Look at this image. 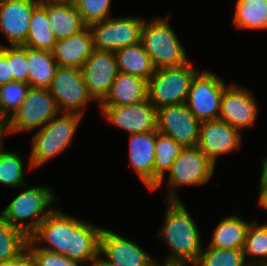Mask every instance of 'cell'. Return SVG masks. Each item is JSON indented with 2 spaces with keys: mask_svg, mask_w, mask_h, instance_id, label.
<instances>
[{
  "mask_svg": "<svg viewBox=\"0 0 267 266\" xmlns=\"http://www.w3.org/2000/svg\"><path fill=\"white\" fill-rule=\"evenodd\" d=\"M166 203L164 222L157 236L169 248V253L158 264L194 266L204 246L198 225L182 200H167Z\"/></svg>",
  "mask_w": 267,
  "mask_h": 266,
  "instance_id": "cell-2",
  "label": "cell"
},
{
  "mask_svg": "<svg viewBox=\"0 0 267 266\" xmlns=\"http://www.w3.org/2000/svg\"><path fill=\"white\" fill-rule=\"evenodd\" d=\"M4 138V122L0 121V144L5 140Z\"/></svg>",
  "mask_w": 267,
  "mask_h": 266,
  "instance_id": "cell-43",
  "label": "cell"
},
{
  "mask_svg": "<svg viewBox=\"0 0 267 266\" xmlns=\"http://www.w3.org/2000/svg\"><path fill=\"white\" fill-rule=\"evenodd\" d=\"M145 19L140 17H111L88 26L91 31L94 50L117 51L141 41Z\"/></svg>",
  "mask_w": 267,
  "mask_h": 266,
  "instance_id": "cell-9",
  "label": "cell"
},
{
  "mask_svg": "<svg viewBox=\"0 0 267 266\" xmlns=\"http://www.w3.org/2000/svg\"><path fill=\"white\" fill-rule=\"evenodd\" d=\"M0 42V85L13 81L10 64L7 59V45Z\"/></svg>",
  "mask_w": 267,
  "mask_h": 266,
  "instance_id": "cell-37",
  "label": "cell"
},
{
  "mask_svg": "<svg viewBox=\"0 0 267 266\" xmlns=\"http://www.w3.org/2000/svg\"><path fill=\"white\" fill-rule=\"evenodd\" d=\"M233 25L239 30H267L266 0H237Z\"/></svg>",
  "mask_w": 267,
  "mask_h": 266,
  "instance_id": "cell-26",
  "label": "cell"
},
{
  "mask_svg": "<svg viewBox=\"0 0 267 266\" xmlns=\"http://www.w3.org/2000/svg\"><path fill=\"white\" fill-rule=\"evenodd\" d=\"M81 71L88 93L99 105L119 73L115 53L94 50L81 67Z\"/></svg>",
  "mask_w": 267,
  "mask_h": 266,
  "instance_id": "cell-16",
  "label": "cell"
},
{
  "mask_svg": "<svg viewBox=\"0 0 267 266\" xmlns=\"http://www.w3.org/2000/svg\"><path fill=\"white\" fill-rule=\"evenodd\" d=\"M250 221L237 214L224 217L213 230L207 247L216 249H243Z\"/></svg>",
  "mask_w": 267,
  "mask_h": 266,
  "instance_id": "cell-23",
  "label": "cell"
},
{
  "mask_svg": "<svg viewBox=\"0 0 267 266\" xmlns=\"http://www.w3.org/2000/svg\"><path fill=\"white\" fill-rule=\"evenodd\" d=\"M28 237L0 215V264L17 258L26 250Z\"/></svg>",
  "mask_w": 267,
  "mask_h": 266,
  "instance_id": "cell-31",
  "label": "cell"
},
{
  "mask_svg": "<svg viewBox=\"0 0 267 266\" xmlns=\"http://www.w3.org/2000/svg\"><path fill=\"white\" fill-rule=\"evenodd\" d=\"M148 100V81L118 73L105 99L99 105H134Z\"/></svg>",
  "mask_w": 267,
  "mask_h": 266,
  "instance_id": "cell-21",
  "label": "cell"
},
{
  "mask_svg": "<svg viewBox=\"0 0 267 266\" xmlns=\"http://www.w3.org/2000/svg\"><path fill=\"white\" fill-rule=\"evenodd\" d=\"M201 122L186 104L171 105L157 110V131L185 147H197Z\"/></svg>",
  "mask_w": 267,
  "mask_h": 266,
  "instance_id": "cell-15",
  "label": "cell"
},
{
  "mask_svg": "<svg viewBox=\"0 0 267 266\" xmlns=\"http://www.w3.org/2000/svg\"><path fill=\"white\" fill-rule=\"evenodd\" d=\"M40 4L43 3H55V2H73V0H38Z\"/></svg>",
  "mask_w": 267,
  "mask_h": 266,
  "instance_id": "cell-42",
  "label": "cell"
},
{
  "mask_svg": "<svg viewBox=\"0 0 267 266\" xmlns=\"http://www.w3.org/2000/svg\"><path fill=\"white\" fill-rule=\"evenodd\" d=\"M102 228L56 208L29 239L38 248L87 264L99 257Z\"/></svg>",
  "mask_w": 267,
  "mask_h": 266,
  "instance_id": "cell-1",
  "label": "cell"
},
{
  "mask_svg": "<svg viewBox=\"0 0 267 266\" xmlns=\"http://www.w3.org/2000/svg\"><path fill=\"white\" fill-rule=\"evenodd\" d=\"M261 175L258 186H267V156L261 161Z\"/></svg>",
  "mask_w": 267,
  "mask_h": 266,
  "instance_id": "cell-40",
  "label": "cell"
},
{
  "mask_svg": "<svg viewBox=\"0 0 267 266\" xmlns=\"http://www.w3.org/2000/svg\"><path fill=\"white\" fill-rule=\"evenodd\" d=\"M98 107L107 123L129 134L157 130V109L149 100L127 106L99 105Z\"/></svg>",
  "mask_w": 267,
  "mask_h": 266,
  "instance_id": "cell-14",
  "label": "cell"
},
{
  "mask_svg": "<svg viewBox=\"0 0 267 266\" xmlns=\"http://www.w3.org/2000/svg\"><path fill=\"white\" fill-rule=\"evenodd\" d=\"M28 186L27 184L24 185L25 190L13 198L1 210L0 215L11 226L19 229L29 238L39 224L56 209L52 205L59 198L56 196L57 193H54L55 190L45 184L43 186Z\"/></svg>",
  "mask_w": 267,
  "mask_h": 266,
  "instance_id": "cell-3",
  "label": "cell"
},
{
  "mask_svg": "<svg viewBox=\"0 0 267 266\" xmlns=\"http://www.w3.org/2000/svg\"><path fill=\"white\" fill-rule=\"evenodd\" d=\"M87 266H108L100 257L87 263Z\"/></svg>",
  "mask_w": 267,
  "mask_h": 266,
  "instance_id": "cell-41",
  "label": "cell"
},
{
  "mask_svg": "<svg viewBox=\"0 0 267 266\" xmlns=\"http://www.w3.org/2000/svg\"><path fill=\"white\" fill-rule=\"evenodd\" d=\"M226 87L224 80L215 73L200 70L191 83L185 104L200 122L219 119Z\"/></svg>",
  "mask_w": 267,
  "mask_h": 266,
  "instance_id": "cell-10",
  "label": "cell"
},
{
  "mask_svg": "<svg viewBox=\"0 0 267 266\" xmlns=\"http://www.w3.org/2000/svg\"><path fill=\"white\" fill-rule=\"evenodd\" d=\"M242 250L249 266H267V222L250 223Z\"/></svg>",
  "mask_w": 267,
  "mask_h": 266,
  "instance_id": "cell-28",
  "label": "cell"
},
{
  "mask_svg": "<svg viewBox=\"0 0 267 266\" xmlns=\"http://www.w3.org/2000/svg\"><path fill=\"white\" fill-rule=\"evenodd\" d=\"M46 13L56 40L76 35L87 27L73 2L46 3Z\"/></svg>",
  "mask_w": 267,
  "mask_h": 266,
  "instance_id": "cell-22",
  "label": "cell"
},
{
  "mask_svg": "<svg viewBox=\"0 0 267 266\" xmlns=\"http://www.w3.org/2000/svg\"><path fill=\"white\" fill-rule=\"evenodd\" d=\"M26 249L30 252L35 266H87L86 263L74 261L56 252L38 248L30 239H28Z\"/></svg>",
  "mask_w": 267,
  "mask_h": 266,
  "instance_id": "cell-35",
  "label": "cell"
},
{
  "mask_svg": "<svg viewBox=\"0 0 267 266\" xmlns=\"http://www.w3.org/2000/svg\"><path fill=\"white\" fill-rule=\"evenodd\" d=\"M27 61L29 86L48 89L58 68L52 52L27 48Z\"/></svg>",
  "mask_w": 267,
  "mask_h": 266,
  "instance_id": "cell-25",
  "label": "cell"
},
{
  "mask_svg": "<svg viewBox=\"0 0 267 266\" xmlns=\"http://www.w3.org/2000/svg\"><path fill=\"white\" fill-rule=\"evenodd\" d=\"M242 133L220 119L200 124L197 147L215 165L218 157L233 153L242 145Z\"/></svg>",
  "mask_w": 267,
  "mask_h": 266,
  "instance_id": "cell-17",
  "label": "cell"
},
{
  "mask_svg": "<svg viewBox=\"0 0 267 266\" xmlns=\"http://www.w3.org/2000/svg\"><path fill=\"white\" fill-rule=\"evenodd\" d=\"M7 59L10 64L13 81L28 84L29 67L27 65V47L7 46Z\"/></svg>",
  "mask_w": 267,
  "mask_h": 266,
  "instance_id": "cell-36",
  "label": "cell"
},
{
  "mask_svg": "<svg viewBox=\"0 0 267 266\" xmlns=\"http://www.w3.org/2000/svg\"><path fill=\"white\" fill-rule=\"evenodd\" d=\"M258 205L264 210H267V186L258 187Z\"/></svg>",
  "mask_w": 267,
  "mask_h": 266,
  "instance_id": "cell-39",
  "label": "cell"
},
{
  "mask_svg": "<svg viewBox=\"0 0 267 266\" xmlns=\"http://www.w3.org/2000/svg\"><path fill=\"white\" fill-rule=\"evenodd\" d=\"M258 107L256 98L248 87L232 82L224 90L219 119L242 133L243 129L255 125L259 115Z\"/></svg>",
  "mask_w": 267,
  "mask_h": 266,
  "instance_id": "cell-13",
  "label": "cell"
},
{
  "mask_svg": "<svg viewBox=\"0 0 267 266\" xmlns=\"http://www.w3.org/2000/svg\"><path fill=\"white\" fill-rule=\"evenodd\" d=\"M29 89V84L18 81L0 85V119L4 123L19 108Z\"/></svg>",
  "mask_w": 267,
  "mask_h": 266,
  "instance_id": "cell-33",
  "label": "cell"
},
{
  "mask_svg": "<svg viewBox=\"0 0 267 266\" xmlns=\"http://www.w3.org/2000/svg\"><path fill=\"white\" fill-rule=\"evenodd\" d=\"M58 113L44 127L37 130L31 140L28 161L29 170L39 169L44 164L63 153L74 141L82 115L78 113ZM60 115V116H59Z\"/></svg>",
  "mask_w": 267,
  "mask_h": 266,
  "instance_id": "cell-4",
  "label": "cell"
},
{
  "mask_svg": "<svg viewBox=\"0 0 267 266\" xmlns=\"http://www.w3.org/2000/svg\"><path fill=\"white\" fill-rule=\"evenodd\" d=\"M114 53L119 73L130 74L147 81L154 74L155 68L141 42L119 49Z\"/></svg>",
  "mask_w": 267,
  "mask_h": 266,
  "instance_id": "cell-24",
  "label": "cell"
},
{
  "mask_svg": "<svg viewBox=\"0 0 267 266\" xmlns=\"http://www.w3.org/2000/svg\"><path fill=\"white\" fill-rule=\"evenodd\" d=\"M170 14L166 17H153L144 21L141 43L150 56L155 70L179 67L189 61L186 49L169 24Z\"/></svg>",
  "mask_w": 267,
  "mask_h": 266,
  "instance_id": "cell-5",
  "label": "cell"
},
{
  "mask_svg": "<svg viewBox=\"0 0 267 266\" xmlns=\"http://www.w3.org/2000/svg\"><path fill=\"white\" fill-rule=\"evenodd\" d=\"M194 266H249L242 249H216L203 246Z\"/></svg>",
  "mask_w": 267,
  "mask_h": 266,
  "instance_id": "cell-32",
  "label": "cell"
},
{
  "mask_svg": "<svg viewBox=\"0 0 267 266\" xmlns=\"http://www.w3.org/2000/svg\"><path fill=\"white\" fill-rule=\"evenodd\" d=\"M58 113L47 88L30 87L19 108L4 123V136L39 130Z\"/></svg>",
  "mask_w": 267,
  "mask_h": 266,
  "instance_id": "cell-7",
  "label": "cell"
},
{
  "mask_svg": "<svg viewBox=\"0 0 267 266\" xmlns=\"http://www.w3.org/2000/svg\"><path fill=\"white\" fill-rule=\"evenodd\" d=\"M213 164L198 147H185L173 161L167 174V200H181L178 188L207 184L214 175Z\"/></svg>",
  "mask_w": 267,
  "mask_h": 266,
  "instance_id": "cell-8",
  "label": "cell"
},
{
  "mask_svg": "<svg viewBox=\"0 0 267 266\" xmlns=\"http://www.w3.org/2000/svg\"><path fill=\"white\" fill-rule=\"evenodd\" d=\"M128 161L145 187L152 191L160 182L154 174L156 131L129 135Z\"/></svg>",
  "mask_w": 267,
  "mask_h": 266,
  "instance_id": "cell-19",
  "label": "cell"
},
{
  "mask_svg": "<svg viewBox=\"0 0 267 266\" xmlns=\"http://www.w3.org/2000/svg\"><path fill=\"white\" fill-rule=\"evenodd\" d=\"M55 43L56 39L47 19L46 3L39 4L32 12L29 33L23 46L52 51Z\"/></svg>",
  "mask_w": 267,
  "mask_h": 266,
  "instance_id": "cell-27",
  "label": "cell"
},
{
  "mask_svg": "<svg viewBox=\"0 0 267 266\" xmlns=\"http://www.w3.org/2000/svg\"><path fill=\"white\" fill-rule=\"evenodd\" d=\"M73 3L87 27L112 17V0H73Z\"/></svg>",
  "mask_w": 267,
  "mask_h": 266,
  "instance_id": "cell-34",
  "label": "cell"
},
{
  "mask_svg": "<svg viewBox=\"0 0 267 266\" xmlns=\"http://www.w3.org/2000/svg\"><path fill=\"white\" fill-rule=\"evenodd\" d=\"M38 0H0V32L7 46H23Z\"/></svg>",
  "mask_w": 267,
  "mask_h": 266,
  "instance_id": "cell-18",
  "label": "cell"
},
{
  "mask_svg": "<svg viewBox=\"0 0 267 266\" xmlns=\"http://www.w3.org/2000/svg\"><path fill=\"white\" fill-rule=\"evenodd\" d=\"M184 147L173 138L156 130L154 174L160 179L153 192L162 186L165 174L171 169L173 161L181 153Z\"/></svg>",
  "mask_w": 267,
  "mask_h": 266,
  "instance_id": "cell-30",
  "label": "cell"
},
{
  "mask_svg": "<svg viewBox=\"0 0 267 266\" xmlns=\"http://www.w3.org/2000/svg\"><path fill=\"white\" fill-rule=\"evenodd\" d=\"M93 51L92 34L90 29L86 27L76 35L56 40L51 52L58 67L81 69Z\"/></svg>",
  "mask_w": 267,
  "mask_h": 266,
  "instance_id": "cell-20",
  "label": "cell"
},
{
  "mask_svg": "<svg viewBox=\"0 0 267 266\" xmlns=\"http://www.w3.org/2000/svg\"><path fill=\"white\" fill-rule=\"evenodd\" d=\"M99 257L108 266H158L153 258L137 242L102 228L99 238Z\"/></svg>",
  "mask_w": 267,
  "mask_h": 266,
  "instance_id": "cell-12",
  "label": "cell"
},
{
  "mask_svg": "<svg viewBox=\"0 0 267 266\" xmlns=\"http://www.w3.org/2000/svg\"><path fill=\"white\" fill-rule=\"evenodd\" d=\"M199 71L190 60L179 67L155 70L148 80V100L157 110L165 106L184 104L191 83Z\"/></svg>",
  "mask_w": 267,
  "mask_h": 266,
  "instance_id": "cell-6",
  "label": "cell"
},
{
  "mask_svg": "<svg viewBox=\"0 0 267 266\" xmlns=\"http://www.w3.org/2000/svg\"><path fill=\"white\" fill-rule=\"evenodd\" d=\"M5 142L0 144V184L11 188H24L26 185L24 175V160L20 152L8 151L4 147Z\"/></svg>",
  "mask_w": 267,
  "mask_h": 266,
  "instance_id": "cell-29",
  "label": "cell"
},
{
  "mask_svg": "<svg viewBox=\"0 0 267 266\" xmlns=\"http://www.w3.org/2000/svg\"><path fill=\"white\" fill-rule=\"evenodd\" d=\"M48 91L55 100L60 113L84 115L88 103L95 102L88 93L81 69L58 67Z\"/></svg>",
  "mask_w": 267,
  "mask_h": 266,
  "instance_id": "cell-11",
  "label": "cell"
},
{
  "mask_svg": "<svg viewBox=\"0 0 267 266\" xmlns=\"http://www.w3.org/2000/svg\"><path fill=\"white\" fill-rule=\"evenodd\" d=\"M0 266H35V264L30 252L26 249L17 258L6 261L5 263L0 264Z\"/></svg>",
  "mask_w": 267,
  "mask_h": 266,
  "instance_id": "cell-38",
  "label": "cell"
}]
</instances>
